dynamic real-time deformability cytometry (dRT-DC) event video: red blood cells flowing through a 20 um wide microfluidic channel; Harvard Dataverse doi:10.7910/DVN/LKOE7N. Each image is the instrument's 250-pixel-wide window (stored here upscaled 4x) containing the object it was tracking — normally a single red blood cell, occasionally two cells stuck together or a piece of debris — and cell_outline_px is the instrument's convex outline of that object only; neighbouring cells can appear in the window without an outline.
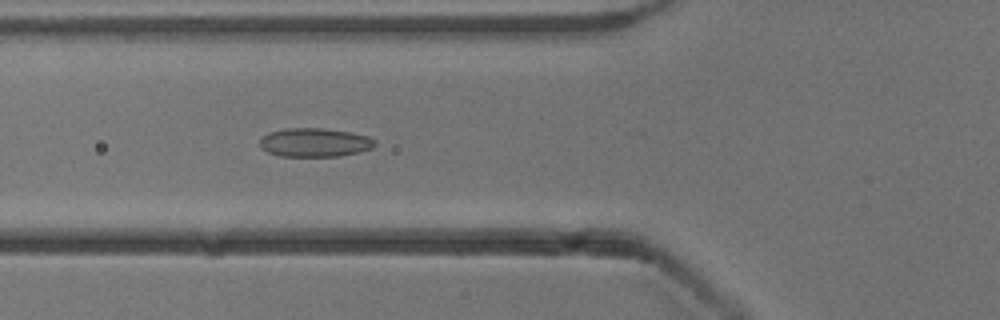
{"species": "common noctule bat (a hibernating species)", "species_latin": "Nyctalus noctula", "temperature_condition": "cold", "stored_images_in_passage": 30, "camera_frame_rate_fps": 3000, "um_per_image_px": 0.085, "animal": {"sex": "male", "body_mass_g": 13.3}, "frame": {"image": 1, "passage_image": 20, "time_ms": 6.333, "image_size_px": [1000, 320], "cell_outline_px": [[376, 144], [372, 148], [360, 152], [340, 156], [280, 156], [268, 152], [260, 148], [260, 140], [268, 132], [284, 128], [324, 128], [352, 132], [368, 136], [376, 140]], "centroid_in_image_um": [26.77, 12.1], "position_along_channel_um": 99.0, "area_um2": 19.48}}
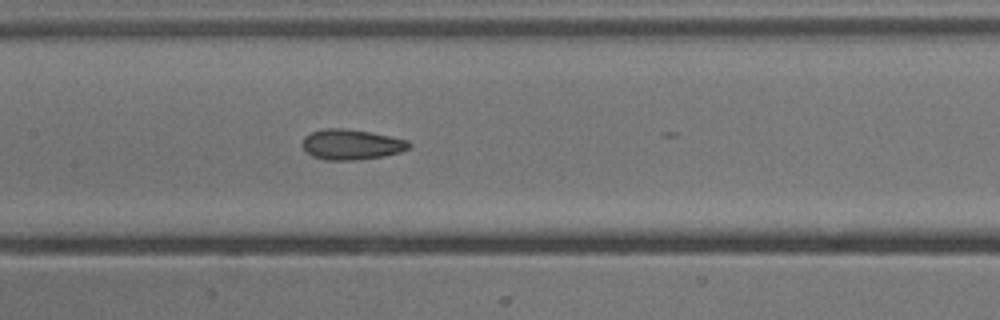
{"frame": {"image": 2, "passage_image": 26, "time_ms": 8.333, "image_size_px": [1000, 320], "cell_outline_px": [[412, 144], [408, 148], [400, 152], [384, 156], [356, 160], [324, 160], [312, 156], [300, 144], [304, 136], [312, 132], [324, 128], [344, 128], [368, 132], [408, 140]], "centroid_in_image_um": [29.84, 12.28], "position_along_channel_um": 177.6, "area_um2": 18.84}}
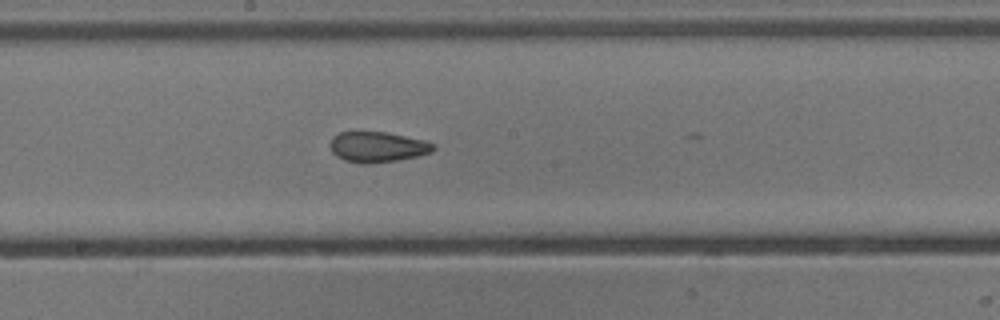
{"frame": {"image": 3, "passage_image": 29, "time_ms": 9.333, "image_size_px": [1000, 320], "cell_outline_px": [[436, 148], [432, 152], [416, 156], [396, 160], [368, 164], [360, 164], [344, 160], [336, 156], [332, 152], [328, 144], [332, 136], [340, 132], [384, 132], [424, 140], [436, 144]], "centroid_in_image_um": [32.05, 12.49], "position_along_channel_um": 216.2, "area_um2": 18.44}}